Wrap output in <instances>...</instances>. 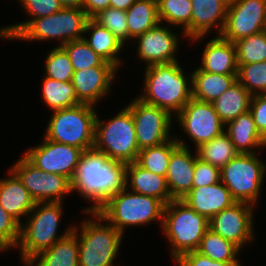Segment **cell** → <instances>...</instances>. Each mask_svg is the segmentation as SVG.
<instances>
[{
  "mask_svg": "<svg viewBox=\"0 0 266 266\" xmlns=\"http://www.w3.org/2000/svg\"><path fill=\"white\" fill-rule=\"evenodd\" d=\"M96 107L89 104L52 111L43 137L83 151L94 148Z\"/></svg>",
  "mask_w": 266,
  "mask_h": 266,
  "instance_id": "cell-7",
  "label": "cell"
},
{
  "mask_svg": "<svg viewBox=\"0 0 266 266\" xmlns=\"http://www.w3.org/2000/svg\"><path fill=\"white\" fill-rule=\"evenodd\" d=\"M133 117L139 150L158 146L174 137L172 115L165 109L134 98L126 106Z\"/></svg>",
  "mask_w": 266,
  "mask_h": 266,
  "instance_id": "cell-12",
  "label": "cell"
},
{
  "mask_svg": "<svg viewBox=\"0 0 266 266\" xmlns=\"http://www.w3.org/2000/svg\"><path fill=\"white\" fill-rule=\"evenodd\" d=\"M8 170V177L0 179V205L21 224V218L27 217L36 202L19 178Z\"/></svg>",
  "mask_w": 266,
  "mask_h": 266,
  "instance_id": "cell-23",
  "label": "cell"
},
{
  "mask_svg": "<svg viewBox=\"0 0 266 266\" xmlns=\"http://www.w3.org/2000/svg\"><path fill=\"white\" fill-rule=\"evenodd\" d=\"M174 118L186 133V137H190V142L196 145L195 149L221 135L225 130V124L213 104L194 98H191Z\"/></svg>",
  "mask_w": 266,
  "mask_h": 266,
  "instance_id": "cell-13",
  "label": "cell"
},
{
  "mask_svg": "<svg viewBox=\"0 0 266 266\" xmlns=\"http://www.w3.org/2000/svg\"><path fill=\"white\" fill-rule=\"evenodd\" d=\"M237 80L251 95L266 93V61L240 65Z\"/></svg>",
  "mask_w": 266,
  "mask_h": 266,
  "instance_id": "cell-40",
  "label": "cell"
},
{
  "mask_svg": "<svg viewBox=\"0 0 266 266\" xmlns=\"http://www.w3.org/2000/svg\"><path fill=\"white\" fill-rule=\"evenodd\" d=\"M238 67L242 64L266 61L265 30L242 38L234 43Z\"/></svg>",
  "mask_w": 266,
  "mask_h": 266,
  "instance_id": "cell-37",
  "label": "cell"
},
{
  "mask_svg": "<svg viewBox=\"0 0 266 266\" xmlns=\"http://www.w3.org/2000/svg\"><path fill=\"white\" fill-rule=\"evenodd\" d=\"M252 95L236 80L223 94L212 102L221 121L226 124L250 109Z\"/></svg>",
  "mask_w": 266,
  "mask_h": 266,
  "instance_id": "cell-29",
  "label": "cell"
},
{
  "mask_svg": "<svg viewBox=\"0 0 266 266\" xmlns=\"http://www.w3.org/2000/svg\"><path fill=\"white\" fill-rule=\"evenodd\" d=\"M196 251L215 261L239 262L238 254L242 250L233 242L208 229Z\"/></svg>",
  "mask_w": 266,
  "mask_h": 266,
  "instance_id": "cell-33",
  "label": "cell"
},
{
  "mask_svg": "<svg viewBox=\"0 0 266 266\" xmlns=\"http://www.w3.org/2000/svg\"><path fill=\"white\" fill-rule=\"evenodd\" d=\"M126 188L138 194L160 199L165 205L172 201L166 177L145 170L136 162L127 163Z\"/></svg>",
  "mask_w": 266,
  "mask_h": 266,
  "instance_id": "cell-24",
  "label": "cell"
},
{
  "mask_svg": "<svg viewBox=\"0 0 266 266\" xmlns=\"http://www.w3.org/2000/svg\"><path fill=\"white\" fill-rule=\"evenodd\" d=\"M94 148L109 159L123 163L136 162L140 150L137 145L134 120L127 107L124 106L107 121H102L97 115Z\"/></svg>",
  "mask_w": 266,
  "mask_h": 266,
  "instance_id": "cell-9",
  "label": "cell"
},
{
  "mask_svg": "<svg viewBox=\"0 0 266 266\" xmlns=\"http://www.w3.org/2000/svg\"><path fill=\"white\" fill-rule=\"evenodd\" d=\"M126 166L91 148L82 152L74 178L72 193L77 192L92 205L82 211H97L109 198L126 187Z\"/></svg>",
  "mask_w": 266,
  "mask_h": 266,
  "instance_id": "cell-1",
  "label": "cell"
},
{
  "mask_svg": "<svg viewBox=\"0 0 266 266\" xmlns=\"http://www.w3.org/2000/svg\"><path fill=\"white\" fill-rule=\"evenodd\" d=\"M224 132L239 153H257L266 147V139L258 132L250 111L226 123Z\"/></svg>",
  "mask_w": 266,
  "mask_h": 266,
  "instance_id": "cell-25",
  "label": "cell"
},
{
  "mask_svg": "<svg viewBox=\"0 0 266 266\" xmlns=\"http://www.w3.org/2000/svg\"><path fill=\"white\" fill-rule=\"evenodd\" d=\"M174 137L179 145L172 151L165 177L171 199L181 200L193 188L196 149L191 153L185 139Z\"/></svg>",
  "mask_w": 266,
  "mask_h": 266,
  "instance_id": "cell-20",
  "label": "cell"
},
{
  "mask_svg": "<svg viewBox=\"0 0 266 266\" xmlns=\"http://www.w3.org/2000/svg\"><path fill=\"white\" fill-rule=\"evenodd\" d=\"M249 111L258 132L266 139V93L252 95Z\"/></svg>",
  "mask_w": 266,
  "mask_h": 266,
  "instance_id": "cell-45",
  "label": "cell"
},
{
  "mask_svg": "<svg viewBox=\"0 0 266 266\" xmlns=\"http://www.w3.org/2000/svg\"><path fill=\"white\" fill-rule=\"evenodd\" d=\"M82 152L80 148L50 141L44 137L38 146L29 147L23 156L36 168L65 176L72 181Z\"/></svg>",
  "mask_w": 266,
  "mask_h": 266,
  "instance_id": "cell-14",
  "label": "cell"
},
{
  "mask_svg": "<svg viewBox=\"0 0 266 266\" xmlns=\"http://www.w3.org/2000/svg\"><path fill=\"white\" fill-rule=\"evenodd\" d=\"M165 204L152 196L138 194L124 188L109 198L98 210L111 225L123 235L131 226L160 222L162 226Z\"/></svg>",
  "mask_w": 266,
  "mask_h": 266,
  "instance_id": "cell-5",
  "label": "cell"
},
{
  "mask_svg": "<svg viewBox=\"0 0 266 266\" xmlns=\"http://www.w3.org/2000/svg\"><path fill=\"white\" fill-rule=\"evenodd\" d=\"M266 0H230L220 36L230 42L265 30Z\"/></svg>",
  "mask_w": 266,
  "mask_h": 266,
  "instance_id": "cell-15",
  "label": "cell"
},
{
  "mask_svg": "<svg viewBox=\"0 0 266 266\" xmlns=\"http://www.w3.org/2000/svg\"><path fill=\"white\" fill-rule=\"evenodd\" d=\"M17 2H20L22 10H25L23 12H26L29 19L1 27L0 38L2 39L12 40L32 19L52 15L63 8L59 0H18Z\"/></svg>",
  "mask_w": 266,
  "mask_h": 266,
  "instance_id": "cell-32",
  "label": "cell"
},
{
  "mask_svg": "<svg viewBox=\"0 0 266 266\" xmlns=\"http://www.w3.org/2000/svg\"><path fill=\"white\" fill-rule=\"evenodd\" d=\"M178 266H242L240 262H221L212 260L197 251L188 252L174 261Z\"/></svg>",
  "mask_w": 266,
  "mask_h": 266,
  "instance_id": "cell-44",
  "label": "cell"
},
{
  "mask_svg": "<svg viewBox=\"0 0 266 266\" xmlns=\"http://www.w3.org/2000/svg\"><path fill=\"white\" fill-rule=\"evenodd\" d=\"M196 152L199 158L219 169L239 154L232 140L225 132L211 141L202 143L196 148Z\"/></svg>",
  "mask_w": 266,
  "mask_h": 266,
  "instance_id": "cell-34",
  "label": "cell"
},
{
  "mask_svg": "<svg viewBox=\"0 0 266 266\" xmlns=\"http://www.w3.org/2000/svg\"><path fill=\"white\" fill-rule=\"evenodd\" d=\"M175 137L165 143L139 151L136 163L145 170L160 176H166L172 151L178 146Z\"/></svg>",
  "mask_w": 266,
  "mask_h": 266,
  "instance_id": "cell-35",
  "label": "cell"
},
{
  "mask_svg": "<svg viewBox=\"0 0 266 266\" xmlns=\"http://www.w3.org/2000/svg\"><path fill=\"white\" fill-rule=\"evenodd\" d=\"M41 95L51 111L71 108L81 104L76 97L73 83L43 77Z\"/></svg>",
  "mask_w": 266,
  "mask_h": 266,
  "instance_id": "cell-31",
  "label": "cell"
},
{
  "mask_svg": "<svg viewBox=\"0 0 266 266\" xmlns=\"http://www.w3.org/2000/svg\"><path fill=\"white\" fill-rule=\"evenodd\" d=\"M38 202H61L72 193L71 181L54 173L36 168L23 155L9 168Z\"/></svg>",
  "mask_w": 266,
  "mask_h": 266,
  "instance_id": "cell-11",
  "label": "cell"
},
{
  "mask_svg": "<svg viewBox=\"0 0 266 266\" xmlns=\"http://www.w3.org/2000/svg\"><path fill=\"white\" fill-rule=\"evenodd\" d=\"M158 17L160 23L181 28L180 35L191 26V0H157Z\"/></svg>",
  "mask_w": 266,
  "mask_h": 266,
  "instance_id": "cell-36",
  "label": "cell"
},
{
  "mask_svg": "<svg viewBox=\"0 0 266 266\" xmlns=\"http://www.w3.org/2000/svg\"><path fill=\"white\" fill-rule=\"evenodd\" d=\"M129 41L160 23L157 0H137L126 11Z\"/></svg>",
  "mask_w": 266,
  "mask_h": 266,
  "instance_id": "cell-30",
  "label": "cell"
},
{
  "mask_svg": "<svg viewBox=\"0 0 266 266\" xmlns=\"http://www.w3.org/2000/svg\"><path fill=\"white\" fill-rule=\"evenodd\" d=\"M93 19L114 34L125 47L129 44L126 11L110 7L100 11Z\"/></svg>",
  "mask_w": 266,
  "mask_h": 266,
  "instance_id": "cell-41",
  "label": "cell"
},
{
  "mask_svg": "<svg viewBox=\"0 0 266 266\" xmlns=\"http://www.w3.org/2000/svg\"><path fill=\"white\" fill-rule=\"evenodd\" d=\"M254 209L256 207L251 204L236 202L214 215L209 220V229L242 250L246 244L255 240Z\"/></svg>",
  "mask_w": 266,
  "mask_h": 266,
  "instance_id": "cell-16",
  "label": "cell"
},
{
  "mask_svg": "<svg viewBox=\"0 0 266 266\" xmlns=\"http://www.w3.org/2000/svg\"><path fill=\"white\" fill-rule=\"evenodd\" d=\"M192 74V98L212 103L223 94L236 80L237 75L215 74L202 71L199 66Z\"/></svg>",
  "mask_w": 266,
  "mask_h": 266,
  "instance_id": "cell-28",
  "label": "cell"
},
{
  "mask_svg": "<svg viewBox=\"0 0 266 266\" xmlns=\"http://www.w3.org/2000/svg\"><path fill=\"white\" fill-rule=\"evenodd\" d=\"M51 50L45 57L44 76L61 82L72 81L74 70L66 51L57 46Z\"/></svg>",
  "mask_w": 266,
  "mask_h": 266,
  "instance_id": "cell-38",
  "label": "cell"
},
{
  "mask_svg": "<svg viewBox=\"0 0 266 266\" xmlns=\"http://www.w3.org/2000/svg\"><path fill=\"white\" fill-rule=\"evenodd\" d=\"M256 153H239L220 169L221 182L236 202L255 207L264 185L266 163Z\"/></svg>",
  "mask_w": 266,
  "mask_h": 266,
  "instance_id": "cell-10",
  "label": "cell"
},
{
  "mask_svg": "<svg viewBox=\"0 0 266 266\" xmlns=\"http://www.w3.org/2000/svg\"><path fill=\"white\" fill-rule=\"evenodd\" d=\"M89 17L82 8H62L52 15L32 19L12 40L52 41L57 47L83 39Z\"/></svg>",
  "mask_w": 266,
  "mask_h": 266,
  "instance_id": "cell-8",
  "label": "cell"
},
{
  "mask_svg": "<svg viewBox=\"0 0 266 266\" xmlns=\"http://www.w3.org/2000/svg\"><path fill=\"white\" fill-rule=\"evenodd\" d=\"M167 24L159 23L154 28L137 36L136 54L145 67L154 64H169L178 61L179 36Z\"/></svg>",
  "mask_w": 266,
  "mask_h": 266,
  "instance_id": "cell-17",
  "label": "cell"
},
{
  "mask_svg": "<svg viewBox=\"0 0 266 266\" xmlns=\"http://www.w3.org/2000/svg\"><path fill=\"white\" fill-rule=\"evenodd\" d=\"M87 33L89 36L86 37L85 35H87ZM84 34V41L101 58L115 66L118 70L122 67L123 60L122 57H119L118 55L123 49H125V45L119 41L114 34L97 23L93 18L88 19Z\"/></svg>",
  "mask_w": 266,
  "mask_h": 266,
  "instance_id": "cell-26",
  "label": "cell"
},
{
  "mask_svg": "<svg viewBox=\"0 0 266 266\" xmlns=\"http://www.w3.org/2000/svg\"><path fill=\"white\" fill-rule=\"evenodd\" d=\"M144 70V89L136 97L176 116L192 98V74L186 76L179 61L150 65Z\"/></svg>",
  "mask_w": 266,
  "mask_h": 266,
  "instance_id": "cell-2",
  "label": "cell"
},
{
  "mask_svg": "<svg viewBox=\"0 0 266 266\" xmlns=\"http://www.w3.org/2000/svg\"><path fill=\"white\" fill-rule=\"evenodd\" d=\"M63 8H82L84 0H59Z\"/></svg>",
  "mask_w": 266,
  "mask_h": 266,
  "instance_id": "cell-48",
  "label": "cell"
},
{
  "mask_svg": "<svg viewBox=\"0 0 266 266\" xmlns=\"http://www.w3.org/2000/svg\"><path fill=\"white\" fill-rule=\"evenodd\" d=\"M20 238V224L0 205V251L14 249Z\"/></svg>",
  "mask_w": 266,
  "mask_h": 266,
  "instance_id": "cell-42",
  "label": "cell"
},
{
  "mask_svg": "<svg viewBox=\"0 0 266 266\" xmlns=\"http://www.w3.org/2000/svg\"><path fill=\"white\" fill-rule=\"evenodd\" d=\"M63 206L61 202H38L27 215L25 223L20 224V238L15 249L19 248L22 263L28 264L73 230L74 224L58 233Z\"/></svg>",
  "mask_w": 266,
  "mask_h": 266,
  "instance_id": "cell-3",
  "label": "cell"
},
{
  "mask_svg": "<svg viewBox=\"0 0 266 266\" xmlns=\"http://www.w3.org/2000/svg\"><path fill=\"white\" fill-rule=\"evenodd\" d=\"M62 48L68 54L74 71L100 66L105 62L84 39L68 42Z\"/></svg>",
  "mask_w": 266,
  "mask_h": 266,
  "instance_id": "cell-39",
  "label": "cell"
},
{
  "mask_svg": "<svg viewBox=\"0 0 266 266\" xmlns=\"http://www.w3.org/2000/svg\"><path fill=\"white\" fill-rule=\"evenodd\" d=\"M181 200L207 220L236 203L221 181L208 186L193 187Z\"/></svg>",
  "mask_w": 266,
  "mask_h": 266,
  "instance_id": "cell-21",
  "label": "cell"
},
{
  "mask_svg": "<svg viewBox=\"0 0 266 266\" xmlns=\"http://www.w3.org/2000/svg\"><path fill=\"white\" fill-rule=\"evenodd\" d=\"M79 243L72 230L53 246L35 256L26 266H79Z\"/></svg>",
  "mask_w": 266,
  "mask_h": 266,
  "instance_id": "cell-27",
  "label": "cell"
},
{
  "mask_svg": "<svg viewBox=\"0 0 266 266\" xmlns=\"http://www.w3.org/2000/svg\"><path fill=\"white\" fill-rule=\"evenodd\" d=\"M200 69L215 74L237 75L238 63L233 42L220 35L212 37L204 46Z\"/></svg>",
  "mask_w": 266,
  "mask_h": 266,
  "instance_id": "cell-22",
  "label": "cell"
},
{
  "mask_svg": "<svg viewBox=\"0 0 266 266\" xmlns=\"http://www.w3.org/2000/svg\"><path fill=\"white\" fill-rule=\"evenodd\" d=\"M82 213L91 218L73 227L79 243V266H114L124 235L97 211Z\"/></svg>",
  "mask_w": 266,
  "mask_h": 266,
  "instance_id": "cell-4",
  "label": "cell"
},
{
  "mask_svg": "<svg viewBox=\"0 0 266 266\" xmlns=\"http://www.w3.org/2000/svg\"><path fill=\"white\" fill-rule=\"evenodd\" d=\"M117 71L115 66L106 61L100 66L74 71L72 83L78 101L98 106L99 101L111 93Z\"/></svg>",
  "mask_w": 266,
  "mask_h": 266,
  "instance_id": "cell-18",
  "label": "cell"
},
{
  "mask_svg": "<svg viewBox=\"0 0 266 266\" xmlns=\"http://www.w3.org/2000/svg\"><path fill=\"white\" fill-rule=\"evenodd\" d=\"M230 0H191V26L183 33L191 42L203 41L209 32L220 35L225 24Z\"/></svg>",
  "mask_w": 266,
  "mask_h": 266,
  "instance_id": "cell-19",
  "label": "cell"
},
{
  "mask_svg": "<svg viewBox=\"0 0 266 266\" xmlns=\"http://www.w3.org/2000/svg\"><path fill=\"white\" fill-rule=\"evenodd\" d=\"M162 233L171 248L173 262L183 254L196 251L209 229V220L192 210L182 200H172L164 208Z\"/></svg>",
  "mask_w": 266,
  "mask_h": 266,
  "instance_id": "cell-6",
  "label": "cell"
},
{
  "mask_svg": "<svg viewBox=\"0 0 266 266\" xmlns=\"http://www.w3.org/2000/svg\"><path fill=\"white\" fill-rule=\"evenodd\" d=\"M137 0H110V7L127 11Z\"/></svg>",
  "mask_w": 266,
  "mask_h": 266,
  "instance_id": "cell-47",
  "label": "cell"
},
{
  "mask_svg": "<svg viewBox=\"0 0 266 266\" xmlns=\"http://www.w3.org/2000/svg\"><path fill=\"white\" fill-rule=\"evenodd\" d=\"M220 181V169L199 158L196 152L193 187L208 186Z\"/></svg>",
  "mask_w": 266,
  "mask_h": 266,
  "instance_id": "cell-43",
  "label": "cell"
},
{
  "mask_svg": "<svg viewBox=\"0 0 266 266\" xmlns=\"http://www.w3.org/2000/svg\"><path fill=\"white\" fill-rule=\"evenodd\" d=\"M110 8V0H84L82 9L89 18H93L100 11Z\"/></svg>",
  "mask_w": 266,
  "mask_h": 266,
  "instance_id": "cell-46",
  "label": "cell"
}]
</instances>
